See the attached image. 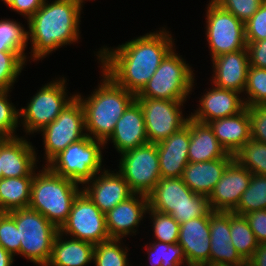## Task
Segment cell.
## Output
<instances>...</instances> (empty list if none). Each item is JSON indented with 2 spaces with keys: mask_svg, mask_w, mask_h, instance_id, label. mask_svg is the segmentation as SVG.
<instances>
[{
  "mask_svg": "<svg viewBox=\"0 0 266 266\" xmlns=\"http://www.w3.org/2000/svg\"><path fill=\"white\" fill-rule=\"evenodd\" d=\"M148 208V197L143 194H134L107 212L105 220L110 239L122 240L126 235H132V233L135 235L136 228L146 215Z\"/></svg>",
  "mask_w": 266,
  "mask_h": 266,
  "instance_id": "cell-19",
  "label": "cell"
},
{
  "mask_svg": "<svg viewBox=\"0 0 266 266\" xmlns=\"http://www.w3.org/2000/svg\"><path fill=\"white\" fill-rule=\"evenodd\" d=\"M15 220L20 241V256L46 266L59 229L41 213L29 207L8 212Z\"/></svg>",
  "mask_w": 266,
  "mask_h": 266,
  "instance_id": "cell-6",
  "label": "cell"
},
{
  "mask_svg": "<svg viewBox=\"0 0 266 266\" xmlns=\"http://www.w3.org/2000/svg\"><path fill=\"white\" fill-rule=\"evenodd\" d=\"M73 1H76V2L80 3V4L83 6V5H84L83 2H84L85 0H73Z\"/></svg>",
  "mask_w": 266,
  "mask_h": 266,
  "instance_id": "cell-50",
  "label": "cell"
},
{
  "mask_svg": "<svg viewBox=\"0 0 266 266\" xmlns=\"http://www.w3.org/2000/svg\"><path fill=\"white\" fill-rule=\"evenodd\" d=\"M84 131L83 107L75 96L57 118L40 131L45 147L46 165L69 145L86 137Z\"/></svg>",
  "mask_w": 266,
  "mask_h": 266,
  "instance_id": "cell-12",
  "label": "cell"
},
{
  "mask_svg": "<svg viewBox=\"0 0 266 266\" xmlns=\"http://www.w3.org/2000/svg\"><path fill=\"white\" fill-rule=\"evenodd\" d=\"M210 266H248L231 243L230 212L214 211L209 216Z\"/></svg>",
  "mask_w": 266,
  "mask_h": 266,
  "instance_id": "cell-22",
  "label": "cell"
},
{
  "mask_svg": "<svg viewBox=\"0 0 266 266\" xmlns=\"http://www.w3.org/2000/svg\"><path fill=\"white\" fill-rule=\"evenodd\" d=\"M112 140L118 153H124L148 142L144 115L140 104L134 100L116 122L111 136L104 142Z\"/></svg>",
  "mask_w": 266,
  "mask_h": 266,
  "instance_id": "cell-23",
  "label": "cell"
},
{
  "mask_svg": "<svg viewBox=\"0 0 266 266\" xmlns=\"http://www.w3.org/2000/svg\"><path fill=\"white\" fill-rule=\"evenodd\" d=\"M190 117L178 132L156 144L161 178H179L189 163Z\"/></svg>",
  "mask_w": 266,
  "mask_h": 266,
  "instance_id": "cell-21",
  "label": "cell"
},
{
  "mask_svg": "<svg viewBox=\"0 0 266 266\" xmlns=\"http://www.w3.org/2000/svg\"><path fill=\"white\" fill-rule=\"evenodd\" d=\"M2 178V170H1V157H0V179Z\"/></svg>",
  "mask_w": 266,
  "mask_h": 266,
  "instance_id": "cell-51",
  "label": "cell"
},
{
  "mask_svg": "<svg viewBox=\"0 0 266 266\" xmlns=\"http://www.w3.org/2000/svg\"><path fill=\"white\" fill-rule=\"evenodd\" d=\"M234 159L251 173L266 176V144L250 139L234 154Z\"/></svg>",
  "mask_w": 266,
  "mask_h": 266,
  "instance_id": "cell-34",
  "label": "cell"
},
{
  "mask_svg": "<svg viewBox=\"0 0 266 266\" xmlns=\"http://www.w3.org/2000/svg\"><path fill=\"white\" fill-rule=\"evenodd\" d=\"M59 232L93 245L110 239L105 214L83 191L74 199L69 216L59 228Z\"/></svg>",
  "mask_w": 266,
  "mask_h": 266,
  "instance_id": "cell-13",
  "label": "cell"
},
{
  "mask_svg": "<svg viewBox=\"0 0 266 266\" xmlns=\"http://www.w3.org/2000/svg\"><path fill=\"white\" fill-rule=\"evenodd\" d=\"M212 64L213 85L239 93L244 92L250 65L247 47L215 57L212 59Z\"/></svg>",
  "mask_w": 266,
  "mask_h": 266,
  "instance_id": "cell-24",
  "label": "cell"
},
{
  "mask_svg": "<svg viewBox=\"0 0 266 266\" xmlns=\"http://www.w3.org/2000/svg\"><path fill=\"white\" fill-rule=\"evenodd\" d=\"M208 124L221 146L231 155H234L251 139L250 117L247 107L240 113L213 120Z\"/></svg>",
  "mask_w": 266,
  "mask_h": 266,
  "instance_id": "cell-26",
  "label": "cell"
},
{
  "mask_svg": "<svg viewBox=\"0 0 266 266\" xmlns=\"http://www.w3.org/2000/svg\"><path fill=\"white\" fill-rule=\"evenodd\" d=\"M40 171L33 176L29 208L41 213L59 229L82 188L69 178L52 172L46 165Z\"/></svg>",
  "mask_w": 266,
  "mask_h": 266,
  "instance_id": "cell-4",
  "label": "cell"
},
{
  "mask_svg": "<svg viewBox=\"0 0 266 266\" xmlns=\"http://www.w3.org/2000/svg\"><path fill=\"white\" fill-rule=\"evenodd\" d=\"M66 82L62 77L43 85L27 103V107L19 109V118L26 133L40 132L75 98L76 94L68 97Z\"/></svg>",
  "mask_w": 266,
  "mask_h": 266,
  "instance_id": "cell-9",
  "label": "cell"
},
{
  "mask_svg": "<svg viewBox=\"0 0 266 266\" xmlns=\"http://www.w3.org/2000/svg\"><path fill=\"white\" fill-rule=\"evenodd\" d=\"M33 176L0 179V212L29 207Z\"/></svg>",
  "mask_w": 266,
  "mask_h": 266,
  "instance_id": "cell-29",
  "label": "cell"
},
{
  "mask_svg": "<svg viewBox=\"0 0 266 266\" xmlns=\"http://www.w3.org/2000/svg\"><path fill=\"white\" fill-rule=\"evenodd\" d=\"M248 266H266V243H260L252 258L247 262Z\"/></svg>",
  "mask_w": 266,
  "mask_h": 266,
  "instance_id": "cell-47",
  "label": "cell"
},
{
  "mask_svg": "<svg viewBox=\"0 0 266 266\" xmlns=\"http://www.w3.org/2000/svg\"><path fill=\"white\" fill-rule=\"evenodd\" d=\"M135 100L143 111L149 143L157 144L178 132L187 124L190 117H183L181 106L185 101L155 98H136Z\"/></svg>",
  "mask_w": 266,
  "mask_h": 266,
  "instance_id": "cell-14",
  "label": "cell"
},
{
  "mask_svg": "<svg viewBox=\"0 0 266 266\" xmlns=\"http://www.w3.org/2000/svg\"><path fill=\"white\" fill-rule=\"evenodd\" d=\"M9 92L11 90H0V139L17 137L15 130L20 124L19 109L10 103Z\"/></svg>",
  "mask_w": 266,
  "mask_h": 266,
  "instance_id": "cell-39",
  "label": "cell"
},
{
  "mask_svg": "<svg viewBox=\"0 0 266 266\" xmlns=\"http://www.w3.org/2000/svg\"><path fill=\"white\" fill-rule=\"evenodd\" d=\"M173 48L136 98L186 101L194 87V71ZM188 96V97H187Z\"/></svg>",
  "mask_w": 266,
  "mask_h": 266,
  "instance_id": "cell-7",
  "label": "cell"
},
{
  "mask_svg": "<svg viewBox=\"0 0 266 266\" xmlns=\"http://www.w3.org/2000/svg\"><path fill=\"white\" fill-rule=\"evenodd\" d=\"M252 173L233 159L208 197L211 211L232 212L248 188Z\"/></svg>",
  "mask_w": 266,
  "mask_h": 266,
  "instance_id": "cell-15",
  "label": "cell"
},
{
  "mask_svg": "<svg viewBox=\"0 0 266 266\" xmlns=\"http://www.w3.org/2000/svg\"><path fill=\"white\" fill-rule=\"evenodd\" d=\"M251 66L266 69V39L247 44Z\"/></svg>",
  "mask_w": 266,
  "mask_h": 266,
  "instance_id": "cell-45",
  "label": "cell"
},
{
  "mask_svg": "<svg viewBox=\"0 0 266 266\" xmlns=\"http://www.w3.org/2000/svg\"><path fill=\"white\" fill-rule=\"evenodd\" d=\"M246 107L250 117L251 139L266 144V104Z\"/></svg>",
  "mask_w": 266,
  "mask_h": 266,
  "instance_id": "cell-43",
  "label": "cell"
},
{
  "mask_svg": "<svg viewBox=\"0 0 266 266\" xmlns=\"http://www.w3.org/2000/svg\"><path fill=\"white\" fill-rule=\"evenodd\" d=\"M263 209H266V176L252 173L248 188L232 212L245 215Z\"/></svg>",
  "mask_w": 266,
  "mask_h": 266,
  "instance_id": "cell-31",
  "label": "cell"
},
{
  "mask_svg": "<svg viewBox=\"0 0 266 266\" xmlns=\"http://www.w3.org/2000/svg\"><path fill=\"white\" fill-rule=\"evenodd\" d=\"M120 156L118 172L135 194L147 196L161 179L156 144L147 143Z\"/></svg>",
  "mask_w": 266,
  "mask_h": 266,
  "instance_id": "cell-11",
  "label": "cell"
},
{
  "mask_svg": "<svg viewBox=\"0 0 266 266\" xmlns=\"http://www.w3.org/2000/svg\"><path fill=\"white\" fill-rule=\"evenodd\" d=\"M14 257L0 245V266H12Z\"/></svg>",
  "mask_w": 266,
  "mask_h": 266,
  "instance_id": "cell-48",
  "label": "cell"
},
{
  "mask_svg": "<svg viewBox=\"0 0 266 266\" xmlns=\"http://www.w3.org/2000/svg\"><path fill=\"white\" fill-rule=\"evenodd\" d=\"M233 159L234 155L228 153L224 158L216 160L189 162L184 168L181 178L195 194L209 197Z\"/></svg>",
  "mask_w": 266,
  "mask_h": 266,
  "instance_id": "cell-25",
  "label": "cell"
},
{
  "mask_svg": "<svg viewBox=\"0 0 266 266\" xmlns=\"http://www.w3.org/2000/svg\"><path fill=\"white\" fill-rule=\"evenodd\" d=\"M101 73L102 82L89 97L84 99L81 94L76 97L83 107L86 135L105 142L136 95L117 85L103 71Z\"/></svg>",
  "mask_w": 266,
  "mask_h": 266,
  "instance_id": "cell-3",
  "label": "cell"
},
{
  "mask_svg": "<svg viewBox=\"0 0 266 266\" xmlns=\"http://www.w3.org/2000/svg\"><path fill=\"white\" fill-rule=\"evenodd\" d=\"M238 94L241 95L239 92L212 85L211 90L202 95L199 108L194 113L191 112L190 118L208 124L213 120L240 113L246 105Z\"/></svg>",
  "mask_w": 266,
  "mask_h": 266,
  "instance_id": "cell-20",
  "label": "cell"
},
{
  "mask_svg": "<svg viewBox=\"0 0 266 266\" xmlns=\"http://www.w3.org/2000/svg\"><path fill=\"white\" fill-rule=\"evenodd\" d=\"M253 231L257 242L266 243V209L257 210L244 215Z\"/></svg>",
  "mask_w": 266,
  "mask_h": 266,
  "instance_id": "cell-44",
  "label": "cell"
},
{
  "mask_svg": "<svg viewBox=\"0 0 266 266\" xmlns=\"http://www.w3.org/2000/svg\"><path fill=\"white\" fill-rule=\"evenodd\" d=\"M147 197L151 210L170 214L179 224L211 211L208 197L195 194L181 177L161 178Z\"/></svg>",
  "mask_w": 266,
  "mask_h": 266,
  "instance_id": "cell-5",
  "label": "cell"
},
{
  "mask_svg": "<svg viewBox=\"0 0 266 266\" xmlns=\"http://www.w3.org/2000/svg\"><path fill=\"white\" fill-rule=\"evenodd\" d=\"M147 213H149L152 220L153 225L151 226L156 241L167 244L178 242L180 224L170 214L161 213L150 208H148Z\"/></svg>",
  "mask_w": 266,
  "mask_h": 266,
  "instance_id": "cell-37",
  "label": "cell"
},
{
  "mask_svg": "<svg viewBox=\"0 0 266 266\" xmlns=\"http://www.w3.org/2000/svg\"><path fill=\"white\" fill-rule=\"evenodd\" d=\"M104 146L103 141L86 136L69 145L46 166L52 172L84 185L103 170L101 150Z\"/></svg>",
  "mask_w": 266,
  "mask_h": 266,
  "instance_id": "cell-8",
  "label": "cell"
},
{
  "mask_svg": "<svg viewBox=\"0 0 266 266\" xmlns=\"http://www.w3.org/2000/svg\"><path fill=\"white\" fill-rule=\"evenodd\" d=\"M245 39L247 44L266 39V0L245 23Z\"/></svg>",
  "mask_w": 266,
  "mask_h": 266,
  "instance_id": "cell-42",
  "label": "cell"
},
{
  "mask_svg": "<svg viewBox=\"0 0 266 266\" xmlns=\"http://www.w3.org/2000/svg\"><path fill=\"white\" fill-rule=\"evenodd\" d=\"M112 172L104 169L82 187V191L104 214L135 194L119 172Z\"/></svg>",
  "mask_w": 266,
  "mask_h": 266,
  "instance_id": "cell-16",
  "label": "cell"
},
{
  "mask_svg": "<svg viewBox=\"0 0 266 266\" xmlns=\"http://www.w3.org/2000/svg\"><path fill=\"white\" fill-rule=\"evenodd\" d=\"M0 245L13 257L20 255V241L14 218L8 212H0Z\"/></svg>",
  "mask_w": 266,
  "mask_h": 266,
  "instance_id": "cell-40",
  "label": "cell"
},
{
  "mask_svg": "<svg viewBox=\"0 0 266 266\" xmlns=\"http://www.w3.org/2000/svg\"><path fill=\"white\" fill-rule=\"evenodd\" d=\"M48 2V3H47ZM82 5L73 0H44L41 8L27 21L31 60L45 58L59 47L80 39Z\"/></svg>",
  "mask_w": 266,
  "mask_h": 266,
  "instance_id": "cell-2",
  "label": "cell"
},
{
  "mask_svg": "<svg viewBox=\"0 0 266 266\" xmlns=\"http://www.w3.org/2000/svg\"><path fill=\"white\" fill-rule=\"evenodd\" d=\"M169 31H159L136 37L116 48H102L97 59L102 71L117 85L137 95L154 75L161 61L175 48Z\"/></svg>",
  "mask_w": 266,
  "mask_h": 266,
  "instance_id": "cell-1",
  "label": "cell"
},
{
  "mask_svg": "<svg viewBox=\"0 0 266 266\" xmlns=\"http://www.w3.org/2000/svg\"><path fill=\"white\" fill-rule=\"evenodd\" d=\"M244 93L246 106L266 104V69L249 65Z\"/></svg>",
  "mask_w": 266,
  "mask_h": 266,
  "instance_id": "cell-36",
  "label": "cell"
},
{
  "mask_svg": "<svg viewBox=\"0 0 266 266\" xmlns=\"http://www.w3.org/2000/svg\"><path fill=\"white\" fill-rule=\"evenodd\" d=\"M2 1H4V3H5L8 7H10V6L13 4V2H14L15 0H2Z\"/></svg>",
  "mask_w": 266,
  "mask_h": 266,
  "instance_id": "cell-49",
  "label": "cell"
},
{
  "mask_svg": "<svg viewBox=\"0 0 266 266\" xmlns=\"http://www.w3.org/2000/svg\"><path fill=\"white\" fill-rule=\"evenodd\" d=\"M126 248L122 247L121 239H109L96 244L93 253L95 266H129Z\"/></svg>",
  "mask_w": 266,
  "mask_h": 266,
  "instance_id": "cell-35",
  "label": "cell"
},
{
  "mask_svg": "<svg viewBox=\"0 0 266 266\" xmlns=\"http://www.w3.org/2000/svg\"><path fill=\"white\" fill-rule=\"evenodd\" d=\"M219 7L232 13L242 23H246L259 9L264 0H212Z\"/></svg>",
  "mask_w": 266,
  "mask_h": 266,
  "instance_id": "cell-41",
  "label": "cell"
},
{
  "mask_svg": "<svg viewBox=\"0 0 266 266\" xmlns=\"http://www.w3.org/2000/svg\"><path fill=\"white\" fill-rule=\"evenodd\" d=\"M44 0H15L9 7L27 18V21L41 8Z\"/></svg>",
  "mask_w": 266,
  "mask_h": 266,
  "instance_id": "cell-46",
  "label": "cell"
},
{
  "mask_svg": "<svg viewBox=\"0 0 266 266\" xmlns=\"http://www.w3.org/2000/svg\"><path fill=\"white\" fill-rule=\"evenodd\" d=\"M0 157L2 178L34 176L37 153L25 137L1 138Z\"/></svg>",
  "mask_w": 266,
  "mask_h": 266,
  "instance_id": "cell-18",
  "label": "cell"
},
{
  "mask_svg": "<svg viewBox=\"0 0 266 266\" xmlns=\"http://www.w3.org/2000/svg\"><path fill=\"white\" fill-rule=\"evenodd\" d=\"M230 233L232 245L247 263L258 248L259 243L244 215L230 212Z\"/></svg>",
  "mask_w": 266,
  "mask_h": 266,
  "instance_id": "cell-30",
  "label": "cell"
},
{
  "mask_svg": "<svg viewBox=\"0 0 266 266\" xmlns=\"http://www.w3.org/2000/svg\"><path fill=\"white\" fill-rule=\"evenodd\" d=\"M63 236L59 231L56 234L46 266H86L93 260L95 245L72 237L64 240Z\"/></svg>",
  "mask_w": 266,
  "mask_h": 266,
  "instance_id": "cell-27",
  "label": "cell"
},
{
  "mask_svg": "<svg viewBox=\"0 0 266 266\" xmlns=\"http://www.w3.org/2000/svg\"><path fill=\"white\" fill-rule=\"evenodd\" d=\"M25 62L15 51H0V90L12 89Z\"/></svg>",
  "mask_w": 266,
  "mask_h": 266,
  "instance_id": "cell-38",
  "label": "cell"
},
{
  "mask_svg": "<svg viewBox=\"0 0 266 266\" xmlns=\"http://www.w3.org/2000/svg\"><path fill=\"white\" fill-rule=\"evenodd\" d=\"M213 212L180 224L178 244L183 250L187 266H210L209 216Z\"/></svg>",
  "mask_w": 266,
  "mask_h": 266,
  "instance_id": "cell-17",
  "label": "cell"
},
{
  "mask_svg": "<svg viewBox=\"0 0 266 266\" xmlns=\"http://www.w3.org/2000/svg\"><path fill=\"white\" fill-rule=\"evenodd\" d=\"M13 19L0 20V51H15L25 61L24 51L28 44V31Z\"/></svg>",
  "mask_w": 266,
  "mask_h": 266,
  "instance_id": "cell-32",
  "label": "cell"
},
{
  "mask_svg": "<svg viewBox=\"0 0 266 266\" xmlns=\"http://www.w3.org/2000/svg\"><path fill=\"white\" fill-rule=\"evenodd\" d=\"M228 153L214 136L209 124L190 118L189 162H205L224 158Z\"/></svg>",
  "mask_w": 266,
  "mask_h": 266,
  "instance_id": "cell-28",
  "label": "cell"
},
{
  "mask_svg": "<svg viewBox=\"0 0 266 266\" xmlns=\"http://www.w3.org/2000/svg\"><path fill=\"white\" fill-rule=\"evenodd\" d=\"M146 250L151 266H187L181 246L177 243L152 241Z\"/></svg>",
  "mask_w": 266,
  "mask_h": 266,
  "instance_id": "cell-33",
  "label": "cell"
},
{
  "mask_svg": "<svg viewBox=\"0 0 266 266\" xmlns=\"http://www.w3.org/2000/svg\"><path fill=\"white\" fill-rule=\"evenodd\" d=\"M207 6L205 34L211 58L245 49V24L212 0Z\"/></svg>",
  "mask_w": 266,
  "mask_h": 266,
  "instance_id": "cell-10",
  "label": "cell"
}]
</instances>
